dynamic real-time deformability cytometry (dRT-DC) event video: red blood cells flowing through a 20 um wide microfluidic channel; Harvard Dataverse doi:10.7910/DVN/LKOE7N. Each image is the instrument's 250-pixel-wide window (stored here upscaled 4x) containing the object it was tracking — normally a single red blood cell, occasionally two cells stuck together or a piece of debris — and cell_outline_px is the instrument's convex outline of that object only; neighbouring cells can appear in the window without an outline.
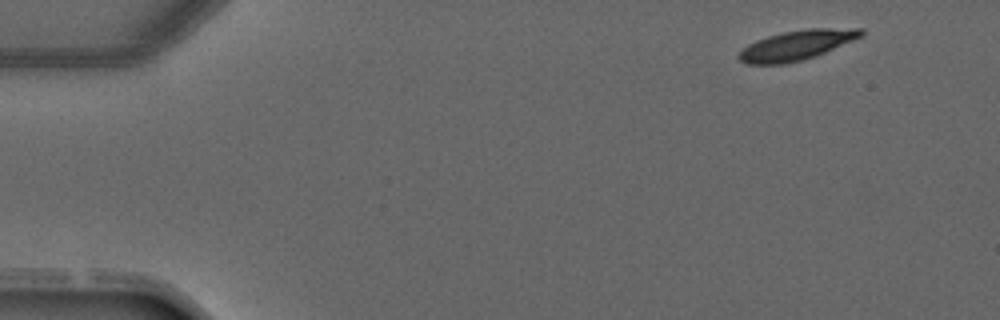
{"species": "common noctule bat (a hibernating species)", "species_latin": "Nyctalus noctula", "temperature_condition": "warm", "stored_images_in_passage": 6, "camera_frame_rate_fps": 3000, "um_per_image_px": 0.085, "animal": {"sex": "male", "forearm_length_mm": 52.5}, "frame": {"image": 1, "passage_image": 1, "time_ms": 0.0, "image_size_px": [1000, 320], "cell_outline_px": [[864, 36], [816, 56], [788, 64], [748, 64], [740, 60], [736, 56], [748, 44], [756, 40], [768, 36], [784, 32], [808, 28], [864, 28]], "centroid_in_image_um": [67.76, 3.84], "position_along_channel_um": 17.2, "area_um2": 21.33}}
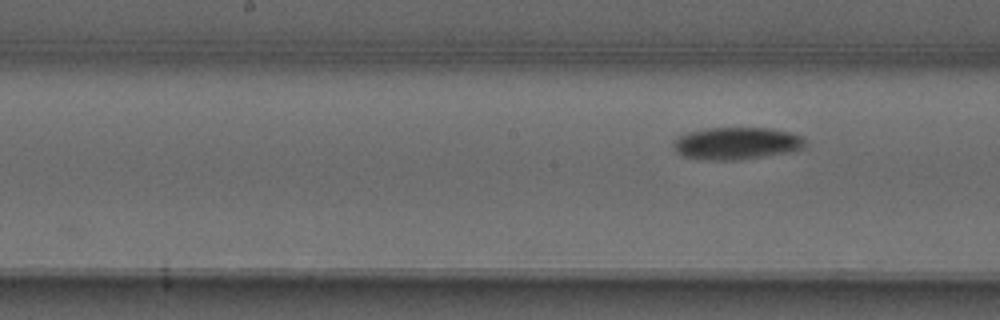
{"frame": {"image": 2, "passage_image": 6, "time_ms": 6.0, "image_size_px": [1000, 320], "cell_outline_px": [[804, 148], [792, 152], [740, 160], [708, 160], [684, 156], [676, 152], [672, 148], [672, 140], [676, 136], [688, 132], [708, 128], [772, 128], [792, 132], [804, 136]], "centroid_in_image_um": [62.6, 12.18], "position_along_channel_um": 185.6, "area_um2": 25.26}}